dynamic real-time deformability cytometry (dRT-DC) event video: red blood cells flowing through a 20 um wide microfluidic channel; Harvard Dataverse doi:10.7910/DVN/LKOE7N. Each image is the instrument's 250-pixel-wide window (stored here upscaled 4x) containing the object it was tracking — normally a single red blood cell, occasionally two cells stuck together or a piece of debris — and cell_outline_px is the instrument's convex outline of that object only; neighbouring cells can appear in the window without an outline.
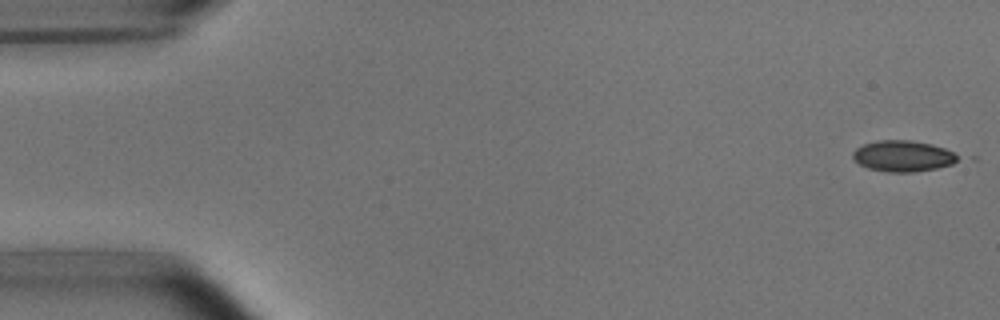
{"species": "common noctule bat (a hibernating species)", "species_latin": "Nyctalus noctula", "temperature_condition": "room temperature", "stored_images_in_passage": 51, "camera_frame_rate_fps": 3000, "um_per_image_px": 0.085, "animal": {"sex": "male", "body_mass_g": 15.6}, "frame": {"image": 1, "passage_image": 1, "time_ms": 0.0, "image_size_px": [1000, 320], "cell_outline_px": [[960, 160], [952, 164], [936, 168], [912, 172], [888, 172], [868, 168], [860, 164], [852, 156], [852, 152], [856, 148], [864, 144], [880, 140], [912, 140], [932, 144], [944, 148], [960, 156]], "centroid_in_image_um": [76.77, 13.26], "position_along_channel_um": 8.2, "area_um2": 18.96}}
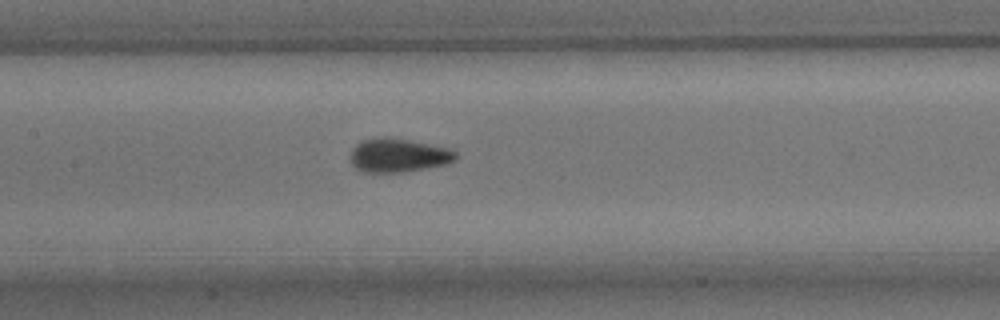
{"frame": {"image": 2, "passage_image": 24, "time_ms": 7.667, "image_size_px": [1000, 320], "cell_outline_px": [[456, 160], [448, 164], [400, 172], [364, 172], [356, 168], [352, 164], [352, 148], [360, 140], [380, 136], [388, 136], [452, 148], [456, 152]], "centroid_in_image_um": [33.88, 13.18], "position_along_channel_um": 173.5, "area_um2": 20.87}}
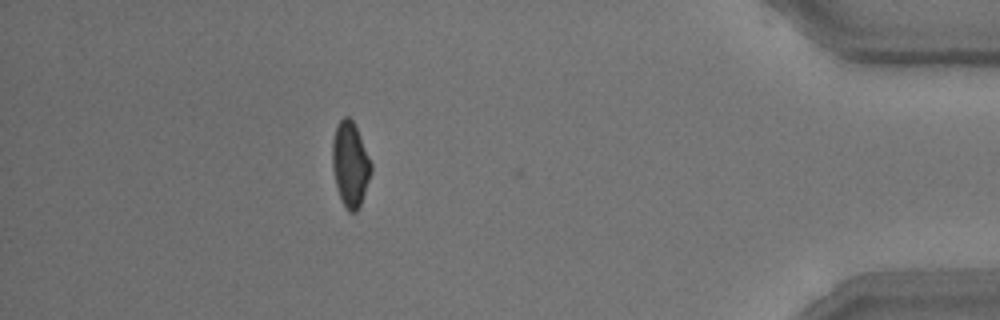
{"frame": {"image": 3, "passage_image": 46, "time_ms": 15.0, "image_size_px": [1000, 320], "cell_outline_px": [[372, 172], [360, 208], [356, 212], [348, 212], [340, 200], [332, 168], [332, 140], [336, 128], [340, 120], [344, 116], [348, 116], [352, 120], [356, 128], [372, 164]], "centroid_in_image_um": [29.77, 14.02], "position_along_channel_um": 405.4, "area_um2": 19.25}, "authors_computed_cell_mechanics": {"area_um2": 19.4786, "velocity_mm_per_s": 3.8298, "shape_relaxation_time_tau1_ms": 3.2583, "shape_relaxation_time_tau2_ms": 0.7823, "deformation_change_tau1": 0.102, "deformation_change_tau2": 0.0494}}